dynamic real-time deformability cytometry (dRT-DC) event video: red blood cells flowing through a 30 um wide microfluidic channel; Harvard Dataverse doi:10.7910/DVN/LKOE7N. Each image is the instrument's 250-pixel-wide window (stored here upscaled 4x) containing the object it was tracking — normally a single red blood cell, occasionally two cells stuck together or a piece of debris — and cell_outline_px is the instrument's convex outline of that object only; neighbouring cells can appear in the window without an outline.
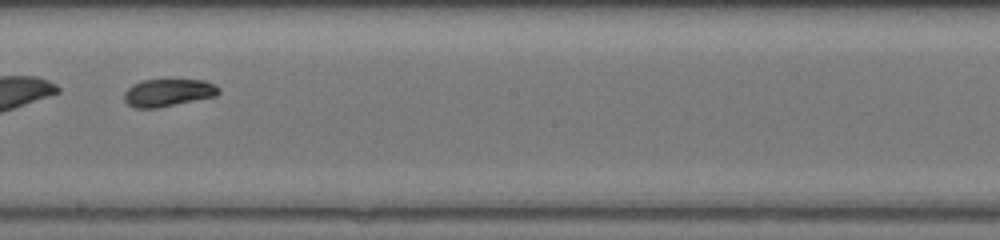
{"species": "common noctule bat (a hibernating species)", "species_latin": "Nyctalus noctula", "temperature_condition": "warm", "stored_images_in_passage": 40, "segment_of_instrument_passage": [2, 2], "camera_frame_rate_fps": 3000, "um_per_image_px": 0.085, "animal": {"sex": "female", "body_mass_g": 17.0, "forearm_length_mm": 48.0}, "frame": {"image": 1, "passage_image": 21, "time_ms": 6.667, "image_size_px": [1000, 240], "cell_outline_px": [[220, 92], [216, 96], [156, 108], [136, 108], [128, 104], [124, 100], [124, 92], [132, 84], [140, 80], [204, 80], [220, 88]], "centroid_in_image_um": [14.26, 7.87], "position_along_channel_um": 233.9, "area_um2": 15.09}}
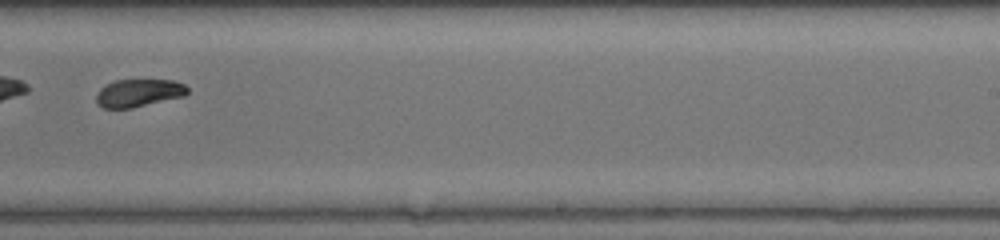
{"frame": {"image": 2, "passage_image": 24, "time_ms": 7.667, "image_size_px": [1000, 240], "cell_outline_px": [[188, 92], [184, 96], [132, 108], [104, 108], [96, 104], [96, 92], [100, 88], [116, 80], [172, 80], [184, 84], [188, 88]], "centroid_in_image_um": [11.76, 7.9], "position_along_channel_um": 277.2, "area_um2": 14.74}}